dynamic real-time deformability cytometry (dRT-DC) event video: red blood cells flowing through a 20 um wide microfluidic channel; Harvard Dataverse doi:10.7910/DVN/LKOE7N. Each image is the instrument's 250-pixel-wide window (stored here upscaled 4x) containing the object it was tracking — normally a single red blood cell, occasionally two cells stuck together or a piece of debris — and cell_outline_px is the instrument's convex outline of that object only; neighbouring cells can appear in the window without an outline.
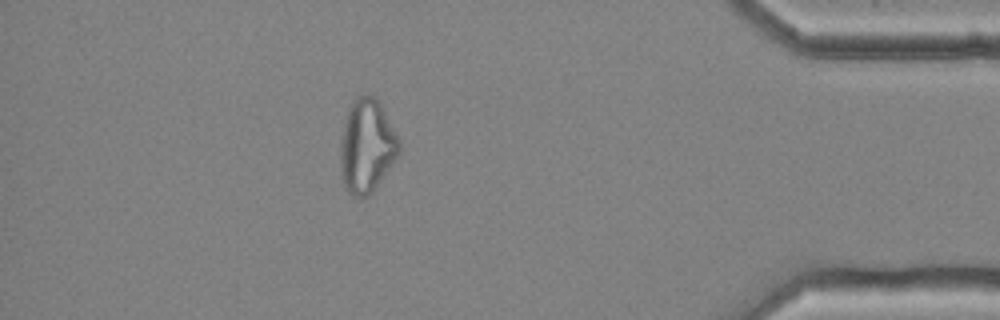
{"species": "common noctule bat (a hibernating species)", "species_latin": "Nyctalus noctula", "temperature_condition": "cold", "stored_images_in_passage": 46, "camera_frame_rate_fps": 3000, "um_per_image_px": 0.085, "animal": {"sex": "female", "body_mass_g": 25.1}, "frame": {"image": 1, "passage_image": 40, "time_ms": 13.0, "image_size_px": [1000, 320], "cell_outline_px": [[400, 152], [372, 192], [368, 196], [352, 196], [344, 188], [340, 164], [340, 136], [352, 100], [356, 96], [376, 96], [400, 140]], "centroid_in_image_um": [31.16, 12.41], "position_along_channel_um": 404.0, "area_um2": 31.85}}